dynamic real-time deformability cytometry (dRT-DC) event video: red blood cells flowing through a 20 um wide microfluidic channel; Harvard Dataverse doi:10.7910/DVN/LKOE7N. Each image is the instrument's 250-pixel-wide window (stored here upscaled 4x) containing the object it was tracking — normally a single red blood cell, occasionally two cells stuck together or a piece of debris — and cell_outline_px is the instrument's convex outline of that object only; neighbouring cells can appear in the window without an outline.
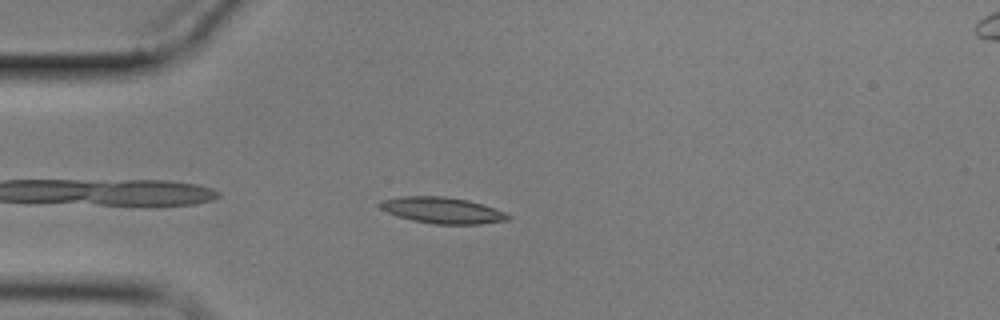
{"species": "common noctule bat (a hibernating species)", "species_latin": "Nyctalus noctula", "temperature_condition": "cold", "stored_images_in_passage": 5, "camera_frame_rate_fps": 3000, "um_per_image_px": 0.085, "animal": {"sex": "male", "body_mass_g": 17.9}, "frame": {"image": 1, "passage_image": 4, "time_ms": 3.333, "image_size_px": [1000, 320], "cell_outline_px": [[512, 216], [508, 220], [480, 224], [436, 224], [412, 220], [388, 212], [380, 208], [376, 204], [380, 200], [400, 196], [444, 196], [468, 200], [504, 212]], "centroid_in_image_um": [37.56, 17.87], "position_along_channel_um": 47.4, "area_um2": 19.42}}